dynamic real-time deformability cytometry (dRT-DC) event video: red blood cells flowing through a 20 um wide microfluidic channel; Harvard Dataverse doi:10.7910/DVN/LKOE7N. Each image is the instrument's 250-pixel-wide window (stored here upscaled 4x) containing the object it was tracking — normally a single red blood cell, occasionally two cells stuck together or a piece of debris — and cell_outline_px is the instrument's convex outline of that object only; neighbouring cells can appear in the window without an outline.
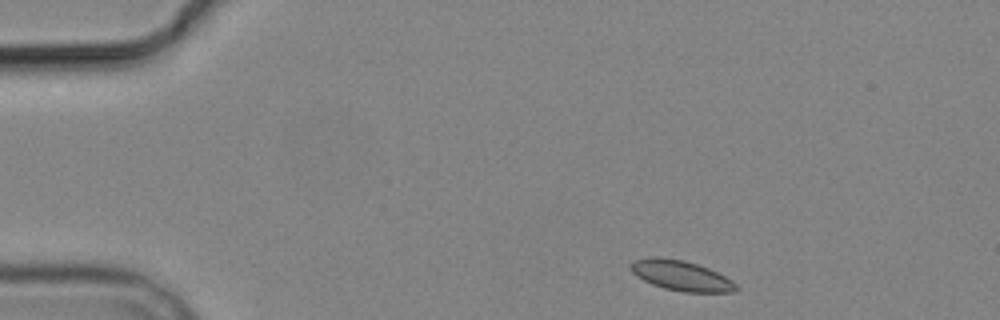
{"species": "common noctule bat (a hibernating species)", "species_latin": "Nyctalus noctula", "temperature_condition": "cold", "stored_images_in_passage": 4, "camera_frame_rate_fps": 3000, "um_per_image_px": 0.085, "animal": {"sex": "male", "body_mass_g": 19.2, "forearm_length_mm": 51.8}, "frame": {"image": 1, "passage_image": 1, "time_ms": 0.0, "image_size_px": [1000, 320], "cell_outline_px": [[740, 288], [736, 292], [684, 292], [664, 288], [652, 284], [636, 276], [628, 268], [628, 264], [632, 260], [648, 256], [656, 256], [684, 260], [708, 268], [732, 280]], "centroid_in_image_um": [57.85, 23.41], "position_along_channel_um": 27.2, "area_um2": 18.79}}
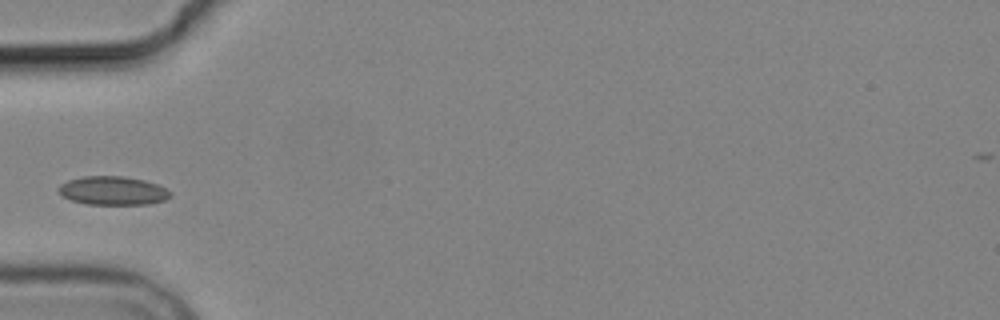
{"frame": {"image": 2, "passage_image": 4, "time_ms": 3.333, "image_size_px": [1000, 320], "cell_outline_px": [[172, 196], [164, 200], [148, 204], [88, 204], [72, 200], [56, 192], [56, 188], [60, 184], [68, 180], [84, 176], [120, 176], [144, 180], [156, 184], [172, 192]], "centroid_in_image_um": [9.56, 16.2], "position_along_channel_um": 75.4, "area_um2": 18.61}}